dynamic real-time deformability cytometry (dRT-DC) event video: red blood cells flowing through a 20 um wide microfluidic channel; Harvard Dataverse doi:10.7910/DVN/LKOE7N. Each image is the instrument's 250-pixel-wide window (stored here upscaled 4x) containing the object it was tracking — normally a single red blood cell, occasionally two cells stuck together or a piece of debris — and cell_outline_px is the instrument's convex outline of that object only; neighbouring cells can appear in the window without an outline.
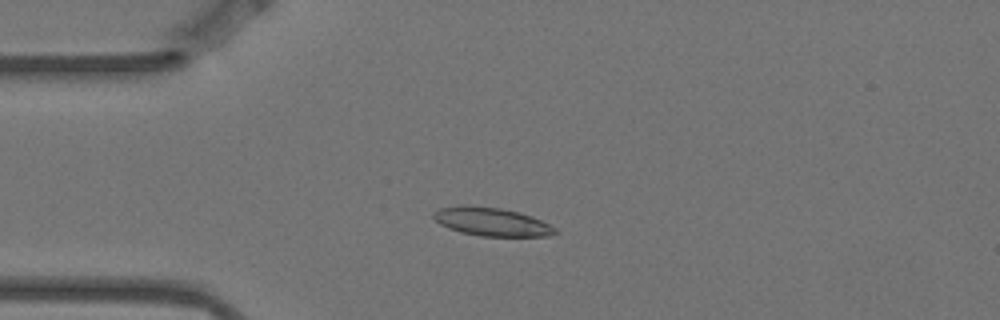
{"species": "Egyptian fruit bat (a non-hibernating species)", "species_latin": "Rousettus aegyptiacus", "temperature_condition": "warm", "stored_images_in_passage": 7, "camera_frame_rate_fps": 3000, "um_per_image_px": 0.085, "animal": {"sex": "female"}, "frame": {"image": 1, "passage_image": 4, "time_ms": 1.0, "image_size_px": [1000, 320], "cell_outline_px": [[556, 232], [548, 236], [480, 236], [460, 232], [448, 228], [440, 224], [432, 216], [432, 212], [440, 208], [460, 204], [472, 204], [500, 208], [520, 212], [532, 216], [556, 228]], "centroid_in_image_um": [41.73, 18.82], "position_along_channel_um": 43.3, "area_um2": 20.35}}
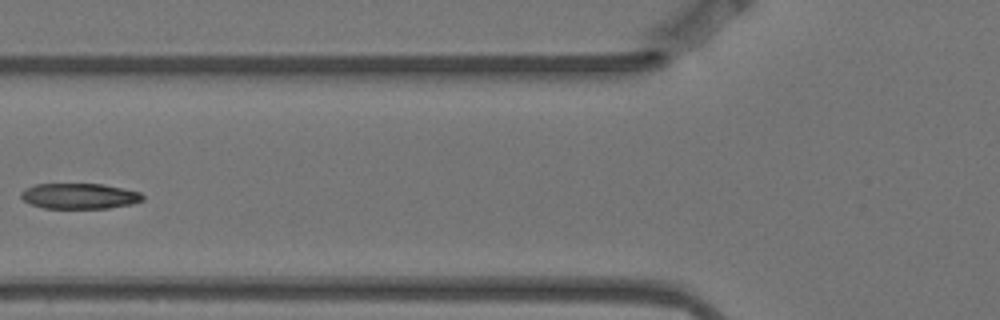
{"frame": {"image": 2, "passage_image": 6, "time_ms": 1.667, "image_size_px": [1000, 320], "cell_outline_px": [[144, 200], [132, 204], [108, 208], [44, 208], [28, 204], [20, 196], [20, 192], [24, 188], [36, 184], [100, 184], [124, 188], [140, 192], [144, 196]], "centroid_in_image_um": [6.74, 16.66], "position_along_channel_um": 119.1, "area_um2": 18.26}}
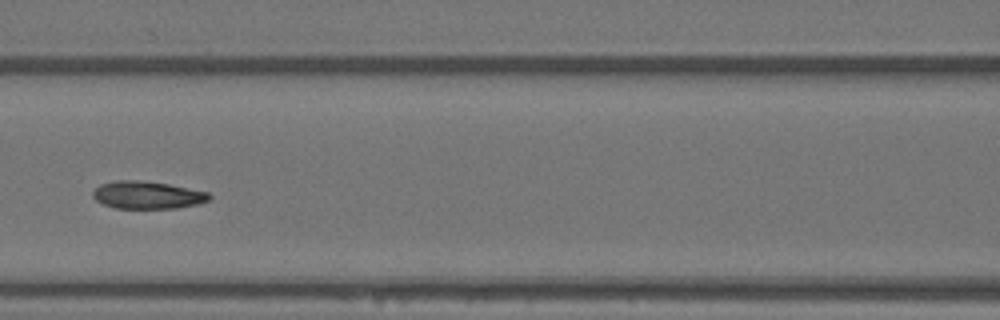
{"frame": {"image": 3, "passage_image": 7, "time_ms": 2.0, "image_size_px": [1000, 320], "cell_outline_px": [[212, 196], [208, 200], [200, 204], [176, 208], [116, 208], [104, 204], [96, 200], [92, 196], [92, 192], [100, 184], [116, 180], [140, 180], [168, 184], [208, 192]], "centroid_in_image_um": [12.53, 16.57], "position_along_channel_um": 154.1, "area_um2": 18.67}}